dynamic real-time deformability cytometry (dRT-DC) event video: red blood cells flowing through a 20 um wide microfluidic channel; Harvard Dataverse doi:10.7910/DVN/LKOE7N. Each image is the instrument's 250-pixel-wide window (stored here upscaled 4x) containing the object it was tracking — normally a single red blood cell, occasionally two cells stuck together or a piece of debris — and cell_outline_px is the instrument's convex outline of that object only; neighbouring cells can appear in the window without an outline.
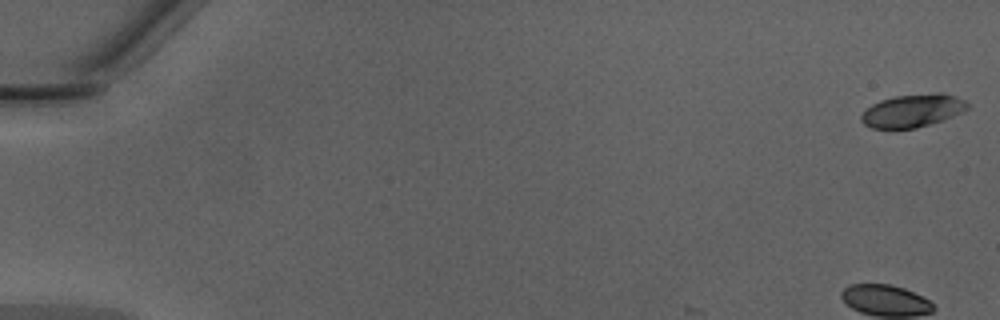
{"species": "Egyptian fruit bat (a non-hibernating species)", "species_latin": "Rousettus aegyptiacus", "temperature_condition": "warm", "stored_images_in_passage": 6, "camera_frame_rate_fps": 3000, "um_per_image_px": 0.085, "animal": {"sex": "male"}, "frame": {"image": 1, "passage_image": 1, "time_ms": 0.0, "image_size_px": [1000, 320], "cell_outline_px": [[968, 108], [964, 112], [944, 120], [916, 128], [872, 128], [864, 124], [860, 120], [860, 116], [872, 104], [880, 100], [896, 96], [936, 92], [944, 92], [964, 100], [968, 104]], "centroid_in_image_um": [77.6, 9.4], "position_along_channel_um": 7.4, "area_um2": 20.46}}